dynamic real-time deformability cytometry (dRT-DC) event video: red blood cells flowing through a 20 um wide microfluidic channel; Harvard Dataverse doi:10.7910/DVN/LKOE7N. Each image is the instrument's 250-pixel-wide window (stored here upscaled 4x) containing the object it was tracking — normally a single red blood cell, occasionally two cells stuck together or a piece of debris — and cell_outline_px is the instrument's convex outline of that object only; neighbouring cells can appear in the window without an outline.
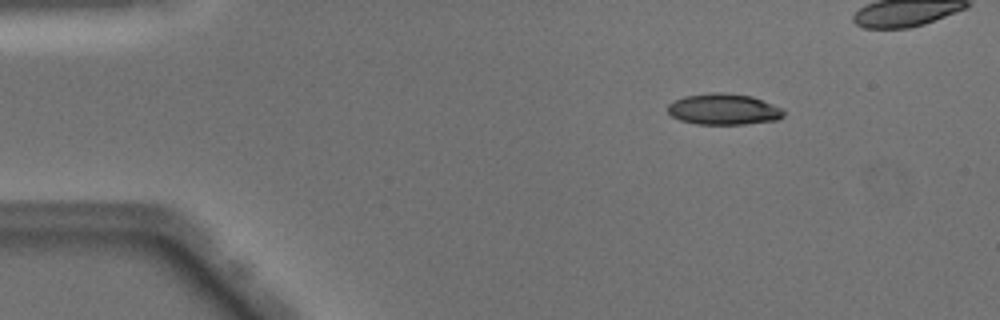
{"species": "Egyptian fruit bat (a non-hibernating species)", "species_latin": "Rousettus aegyptiacus", "temperature_condition": "warm", "stored_images_in_passage": 39, "camera_frame_rate_fps": 3000, "um_per_image_px": 0.085, "animal": {"sex": "male"}, "frame": {"image": 1, "passage_image": 2, "time_ms": 0.333, "image_size_px": [1000, 320], "cell_outline_px": [[784, 116], [776, 120], [744, 124], [696, 124], [680, 120], [672, 116], [668, 112], [668, 104], [684, 96], [708, 92], [720, 92], [752, 96], [784, 108]], "centroid_in_image_um": [61.52, 9.28], "position_along_channel_um": 23.5, "area_um2": 21.1}}
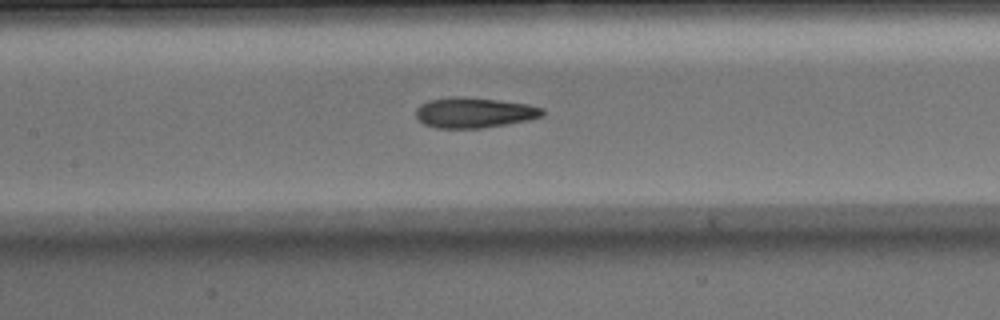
{"frame": {"image": 2, "passage_image": 18, "time_ms": 5.667, "image_size_px": [1000, 320], "cell_outline_px": [[544, 116], [528, 120], [484, 128], [436, 128], [424, 124], [416, 116], [416, 108], [420, 104], [428, 100], [452, 96], [464, 96], [528, 104], [544, 108]], "centroid_in_image_um": [40.3, 9.57], "position_along_channel_um": 167.1, "area_um2": 22.54}}
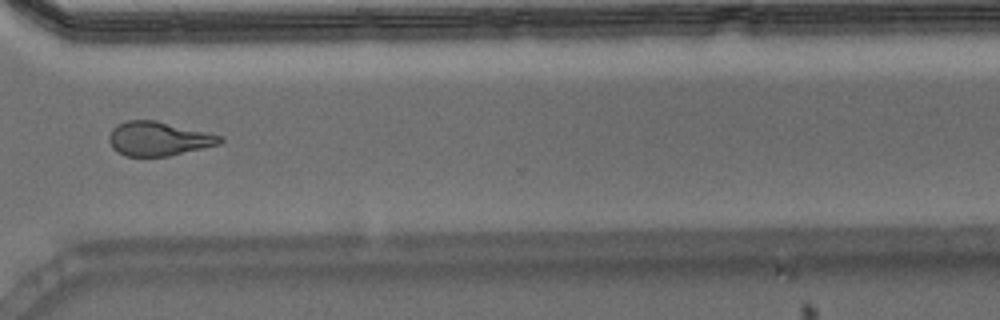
{"frame": {"image": 3, "passage_image": 32, "time_ms": 10.333, "image_size_px": [1000, 320], "cell_outline_px": [[224, 140], [220, 144], [168, 156], [124, 156], [116, 152], [112, 148], [108, 140], [108, 136], [112, 128], [128, 120], [156, 120], [224, 136]], "centroid_in_image_um": [13.46, 11.79], "position_along_channel_um": 357.1, "area_um2": 22.14}}